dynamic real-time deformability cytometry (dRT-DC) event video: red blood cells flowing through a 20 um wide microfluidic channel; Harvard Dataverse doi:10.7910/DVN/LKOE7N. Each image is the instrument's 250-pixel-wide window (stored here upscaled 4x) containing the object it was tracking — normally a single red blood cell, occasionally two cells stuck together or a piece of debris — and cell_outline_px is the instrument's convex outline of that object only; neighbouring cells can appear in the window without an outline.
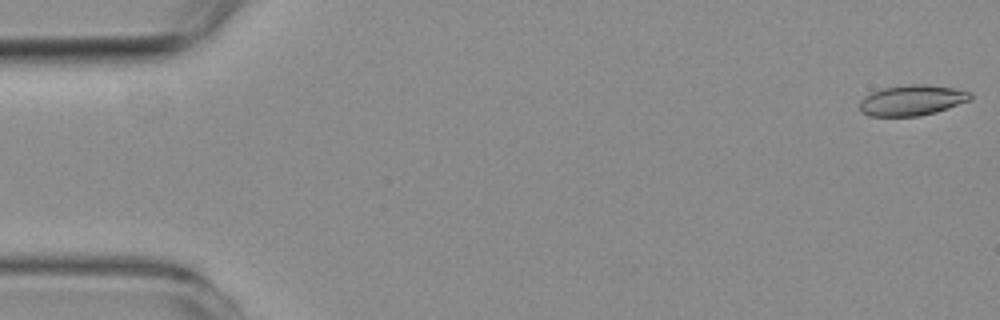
{"species": "common noctule bat (a hibernating species)", "species_latin": "Nyctalus noctula", "temperature_condition": "room temperature", "stored_images_in_passage": 53, "camera_frame_rate_fps": 3000, "um_per_image_px": 0.085, "animal": {"sex": "female", "body_mass_g": 19.3, "forearm_length_mm": 54.1}, "frame": {"image": 1, "passage_image": 1, "time_ms": 0.0, "image_size_px": [1000, 320], "cell_outline_px": [[972, 96], [968, 100], [936, 112], [920, 116], [868, 116], [860, 112], [860, 100], [864, 96], [872, 92], [884, 88], [908, 84], [928, 84], [956, 88], [972, 92]], "centroid_in_image_um": [77.5, 8.52], "position_along_channel_um": 7.5, "area_um2": 19.77}}
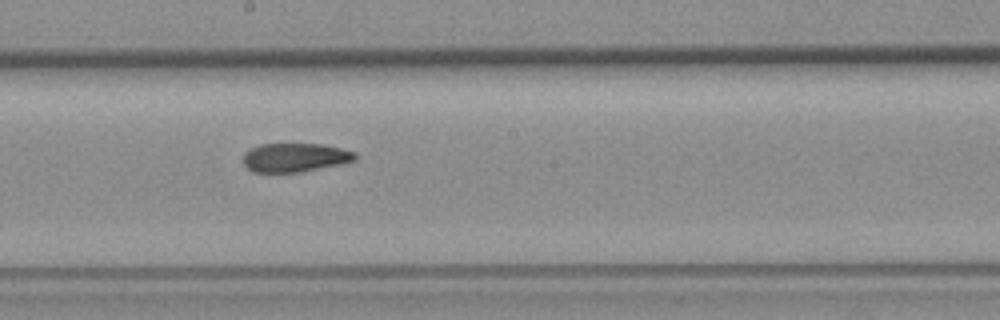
{"frame": {"image": 2, "passage_image": 31, "time_ms": 10.0, "image_size_px": [1000, 320], "cell_outline_px": [[356, 160], [340, 164], [300, 172], [252, 172], [244, 164], [244, 152], [260, 144], [320, 144], [340, 148], [356, 152]], "centroid_in_image_um": [25.07, 13.39], "position_along_channel_um": 223.1, "area_um2": 18.67}}
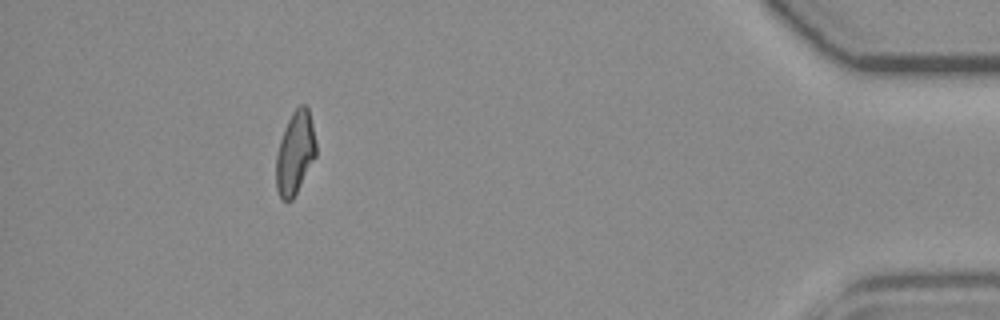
{"frame": {"image": 3, "passage_image": 52, "time_ms": 17.0, "image_size_px": [1000, 320], "cell_outline_px": [[316, 156], [292, 200], [284, 200], [280, 196], [276, 188], [276, 156], [280, 140], [284, 128], [292, 112], [300, 104], [304, 104], [308, 108], [312, 124], [316, 144]], "centroid_in_image_um": [25.08, 12.98], "position_along_channel_um": 410.1, "area_um2": 19.07}}